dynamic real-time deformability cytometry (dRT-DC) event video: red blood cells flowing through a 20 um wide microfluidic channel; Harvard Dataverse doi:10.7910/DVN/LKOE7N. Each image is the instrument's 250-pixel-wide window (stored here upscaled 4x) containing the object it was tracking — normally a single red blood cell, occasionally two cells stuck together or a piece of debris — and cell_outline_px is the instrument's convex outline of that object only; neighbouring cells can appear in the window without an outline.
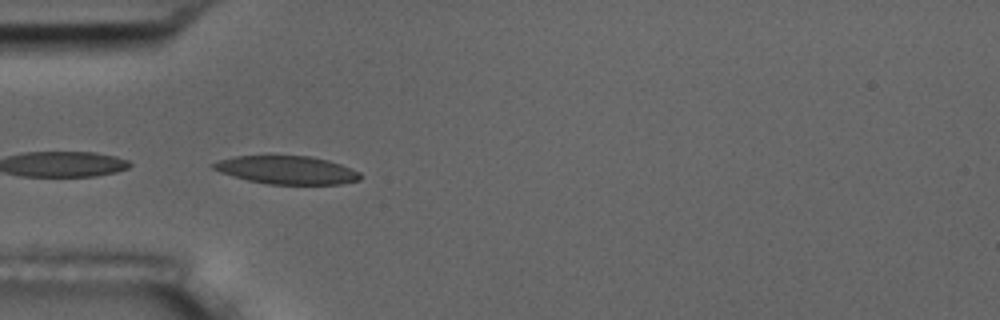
{"species": "common noctule bat (a hibernating species)", "species_latin": "Nyctalus noctula", "temperature_condition": "room temperature", "stored_images_in_passage": 19, "camera_frame_rate_fps": 3000, "um_per_image_px": 0.085, "animal": {"sex": "male", "body_mass_g": 17.5, "forearm_length_mm": 52.3}, "frame": {"image": 1, "passage_image": 16, "time_ms": 5.0, "image_size_px": [1000, 320], "cell_outline_px": [[360, 180], [340, 184], [268, 184], [248, 180], [232, 176], [220, 172], [212, 168], [212, 164], [216, 160], [236, 156], [308, 156], [328, 160], [340, 164], [360, 172]], "centroid_in_image_um": [24.36, 14.45], "position_along_channel_um": 60.6, "area_um2": 23.99}}